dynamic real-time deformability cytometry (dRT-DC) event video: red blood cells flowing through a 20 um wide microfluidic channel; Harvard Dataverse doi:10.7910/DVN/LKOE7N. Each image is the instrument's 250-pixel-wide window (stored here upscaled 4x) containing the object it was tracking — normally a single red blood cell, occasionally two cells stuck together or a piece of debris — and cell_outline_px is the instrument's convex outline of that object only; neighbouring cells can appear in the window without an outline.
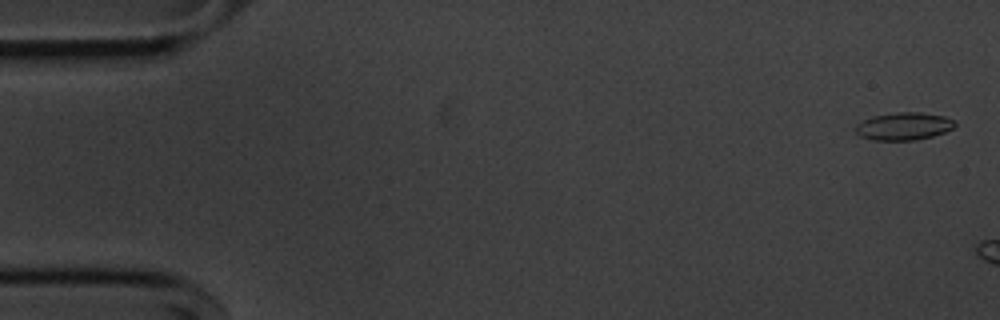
{"species": "common noctule bat (a hibernating species)", "species_latin": "Nyctalus noctula", "temperature_condition": "cold", "stored_images_in_passage": 7, "camera_frame_rate_fps": 3000, "um_per_image_px": 0.085, "animal": {"sex": "male", "body_mass_g": 20.1, "forearm_length_mm": 53.5}, "frame": {"image": 1, "passage_image": 2, "time_ms": 0.333, "image_size_px": [1000, 320], "cell_outline_px": [[956, 124], [952, 128], [944, 132], [932, 136], [916, 140], [872, 140], [860, 136], [856, 132], [856, 124], [872, 116], [896, 112], [920, 112], [944, 116], [956, 120]], "centroid_in_image_um": [76.83, 10.72], "position_along_channel_um": 8.2, "area_um2": 16.01}}